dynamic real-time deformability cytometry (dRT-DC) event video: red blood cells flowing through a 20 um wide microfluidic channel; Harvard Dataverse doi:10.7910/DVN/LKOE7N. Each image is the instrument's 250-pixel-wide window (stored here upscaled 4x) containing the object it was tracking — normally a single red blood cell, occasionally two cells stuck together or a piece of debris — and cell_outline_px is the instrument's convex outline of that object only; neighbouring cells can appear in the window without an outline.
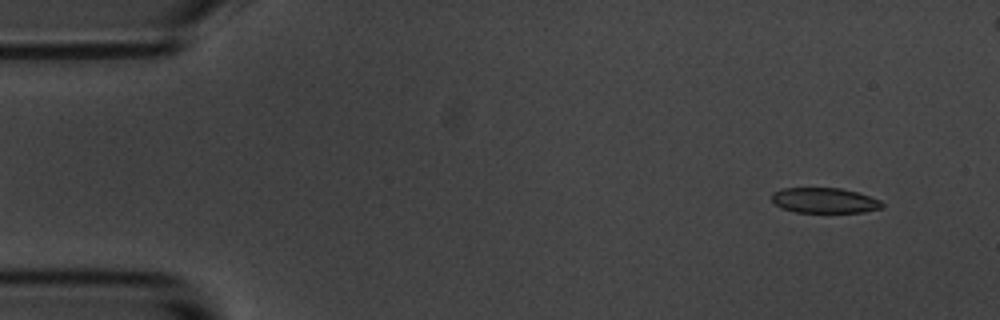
{"species": "common noctule bat (a hibernating species)", "species_latin": "Nyctalus noctula", "temperature_condition": "room temperature", "stored_images_in_passage": 15, "camera_frame_rate_fps": 3000, "um_per_image_px": 0.085, "animal": {"sex": "male", "body_mass_g": 20.1, "forearm_length_mm": 53.5}, "frame": {"image": 1, "passage_image": 1, "time_ms": 0.0, "image_size_px": [1000, 320], "cell_outline_px": [[884, 208], [864, 212], [796, 212], [780, 208], [772, 200], [772, 192], [780, 188], [840, 188], [856, 192], [880, 200], [884, 204]], "centroid_in_image_um": [70.07, 17.04], "position_along_channel_um": 14.9, "area_um2": 16.3}}
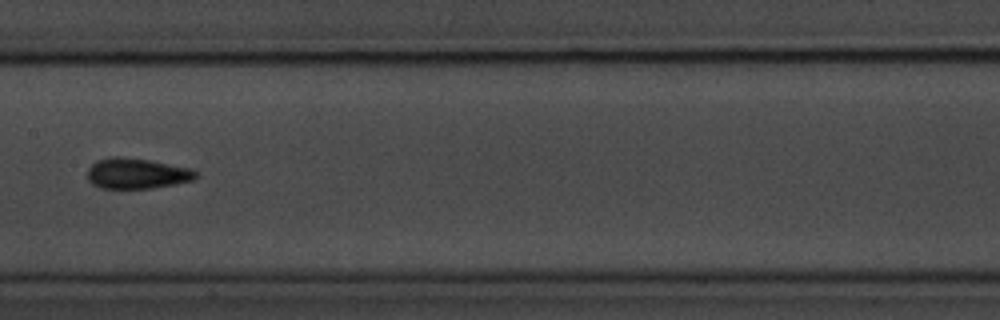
{"frame": {"image": 2, "passage_image": 7, "time_ms": 8.0, "image_size_px": [1000, 320], "cell_outline_px": [[200, 176], [192, 180], [176, 184], [152, 188], [100, 188], [92, 184], [88, 180], [88, 168], [96, 160], [112, 156], [120, 156], [148, 160], [192, 168]], "centroid_in_image_um": [11.63, 14.74], "position_along_channel_um": 195.8, "area_um2": 19.42}}
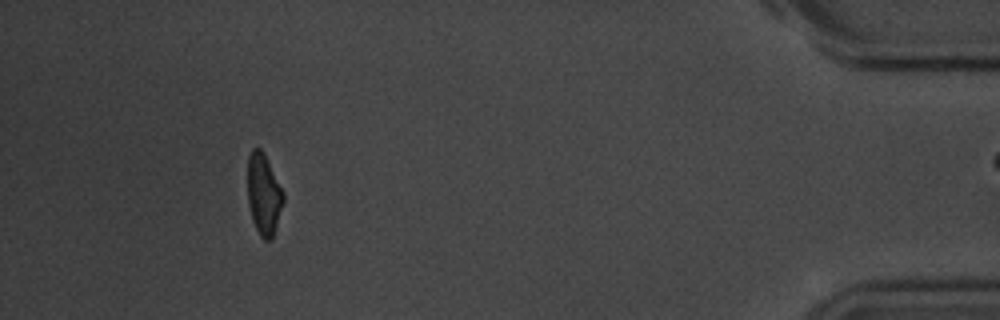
{"frame": {"image": 3, "passage_image": 13, "time_ms": 16.0, "image_size_px": [1000, 320], "cell_outline_px": [[284, 200], [272, 240], [264, 240], [260, 236], [252, 220], [248, 204], [248, 156], [252, 148], [260, 148], [284, 192]], "centroid_in_image_um": [22.41, 16.55], "position_along_channel_um": 412.8, "area_um2": 16.7}, "authors_computed_cell_mechanics": {"area_um2": 17.7446, "velocity_mm_per_s": 3.5081, "shape_relaxation_time_tau1_ms": 2.18, "shape_relaxation_time_tau2_ms": 2.5213, "deformation_change_tau1": 0.1082, "deformation_change_tau2": 0.0751}}